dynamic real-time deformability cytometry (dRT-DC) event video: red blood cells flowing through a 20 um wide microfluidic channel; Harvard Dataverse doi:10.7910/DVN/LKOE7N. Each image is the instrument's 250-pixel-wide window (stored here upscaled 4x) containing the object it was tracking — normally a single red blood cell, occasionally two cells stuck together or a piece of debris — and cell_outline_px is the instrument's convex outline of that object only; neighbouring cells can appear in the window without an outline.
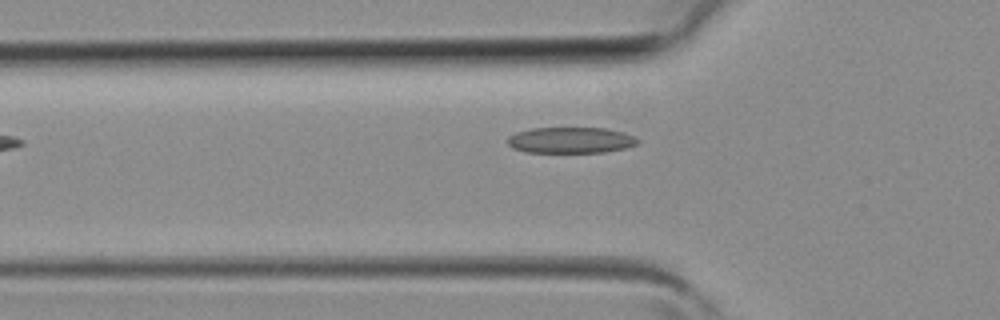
{"species": "common noctule bat (a hibernating species)", "species_latin": "Nyctalus noctula", "temperature_condition": "room temperature", "stored_images_in_passage": 5, "camera_frame_rate_fps": 3000, "um_per_image_px": 0.085, "animal": {"sex": "female", "body_mass_g": 19.3, "forearm_length_mm": 54.1}, "frame": {"image": 1, "passage_image": 5, "time_ms": 1.333, "image_size_px": [1000, 320], "cell_outline_px": [[640, 144], [624, 148], [604, 152], [524, 152], [512, 148], [508, 144], [508, 136], [516, 132], [532, 128], [608, 128], [624, 132], [636, 136], [640, 140]], "centroid_in_image_um": [48.55, 11.91], "position_along_channel_um": 77.3, "area_um2": 19.94}}